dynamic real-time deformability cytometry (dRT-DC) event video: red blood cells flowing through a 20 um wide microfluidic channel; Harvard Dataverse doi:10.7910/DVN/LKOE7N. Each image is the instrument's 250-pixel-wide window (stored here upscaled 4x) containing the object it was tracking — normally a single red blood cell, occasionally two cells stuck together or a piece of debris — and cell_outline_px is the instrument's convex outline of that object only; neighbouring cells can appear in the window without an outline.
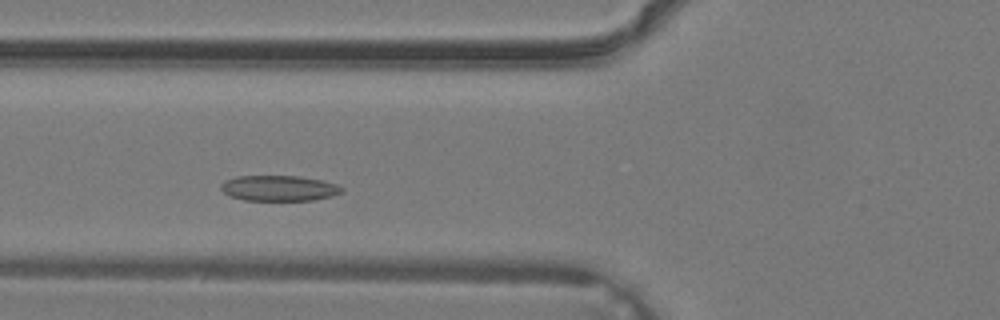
{"species": "common noctule bat (a hibernating species)", "species_latin": "Nyctalus noctula", "temperature_condition": "warm", "stored_images_in_passage": 32, "camera_frame_rate_fps": 3000, "um_per_image_px": 0.085, "animal": {"sex": "male", "body_mass_g": 19.2, "forearm_length_mm": 51.8}, "frame": {"image": 1, "passage_image": 8, "time_ms": 2.333, "image_size_px": [1000, 320], "cell_outline_px": [[344, 192], [312, 200], [244, 200], [232, 196], [224, 192], [220, 188], [220, 184], [236, 176], [296, 176], [320, 180], [336, 184], [344, 188]], "centroid_in_image_um": [23.71, 15.99], "position_along_channel_um": 102.1, "area_um2": 17.69}}
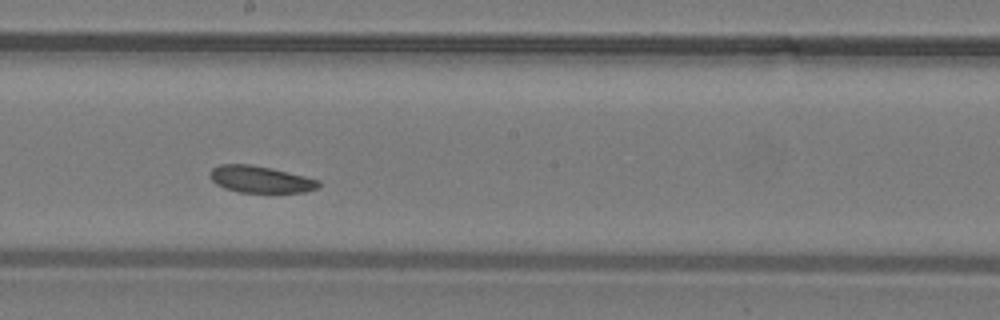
{"frame": {"image": 2, "passage_image": 15, "time_ms": 4.667, "image_size_px": [1000, 320], "cell_outline_px": [[320, 184], [316, 188], [304, 192], [240, 192], [224, 188], [216, 184], [208, 176], [208, 172], [212, 168], [220, 164], [248, 164], [272, 168], [320, 180]], "centroid_in_image_um": [22.09, 15.23], "position_along_channel_um": 226.1, "area_um2": 16.94}}
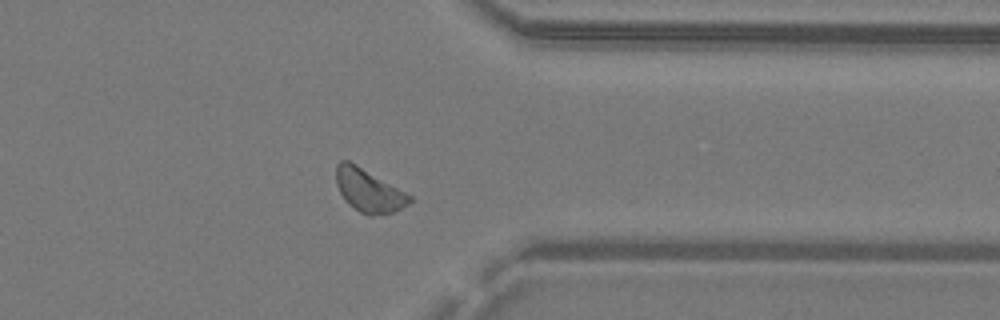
{"frame": {"image": 3, "passage_image": 24, "time_ms": 7.667, "image_size_px": [1000, 320], "cell_outline_px": [[412, 200], [408, 204], [392, 212], [372, 216], [368, 216], [360, 212], [348, 204], [344, 200], [336, 184], [336, 164], [340, 160], [348, 160], [356, 164], [412, 196]], "centroid_in_image_um": [31.3, 16.19], "position_along_channel_um": 380.1, "area_um2": 18.26}}